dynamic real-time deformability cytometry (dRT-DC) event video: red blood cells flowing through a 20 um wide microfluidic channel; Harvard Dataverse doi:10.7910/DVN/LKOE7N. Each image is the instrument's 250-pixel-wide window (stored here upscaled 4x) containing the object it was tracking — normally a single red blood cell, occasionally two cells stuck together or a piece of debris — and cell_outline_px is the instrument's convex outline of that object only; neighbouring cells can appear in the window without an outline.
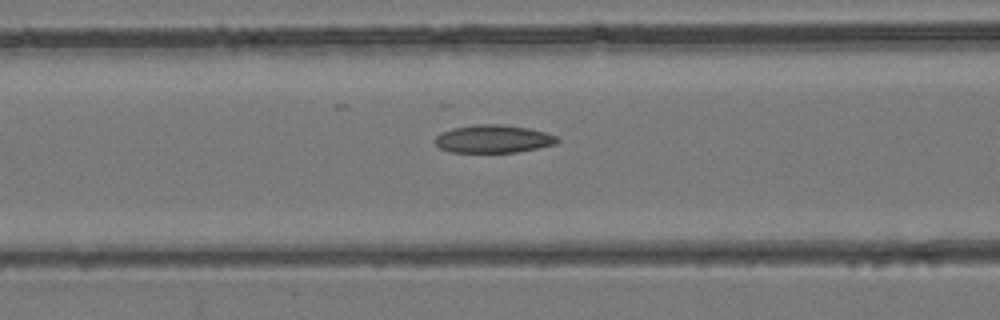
{"species": "common noctule bat (a hibernating species)", "species_latin": "Nyctalus noctula", "temperature_condition": "room temperature", "stored_images_in_passage": 43, "camera_frame_rate_fps": 3000, "um_per_image_px": 0.085, "animal": {"sex": "female", "body_mass_g": 24.6, "forearm_length_mm": 56.2}, "frame": {"image": 1, "passage_image": 18, "time_ms": 5.667, "image_size_px": [1000, 320], "cell_outline_px": [[560, 140], [556, 144], [516, 152], [448, 152], [440, 148], [436, 144], [436, 136], [440, 132], [452, 128], [476, 124], [496, 124], [528, 128], [544, 132], [556, 136]], "centroid_in_image_um": [41.9, 11.81], "position_along_channel_um": 124.7, "area_um2": 19.77}}
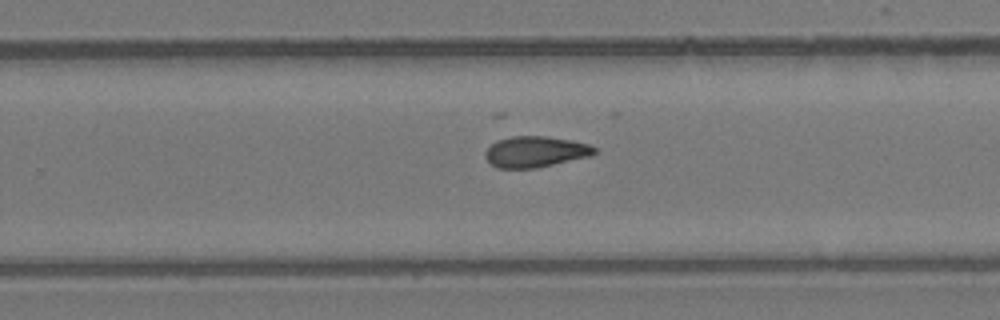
{"frame": {"image": 2, "passage_image": 28, "time_ms": 9.0, "image_size_px": [1000, 320], "cell_outline_px": [[596, 152], [592, 156], [536, 168], [496, 168], [484, 156], [484, 152], [496, 140], [512, 136], [548, 136], [572, 140], [588, 144], [596, 148]], "centroid_in_image_um": [45.52, 12.89], "position_along_channel_um": 284.3, "area_um2": 19.83}}
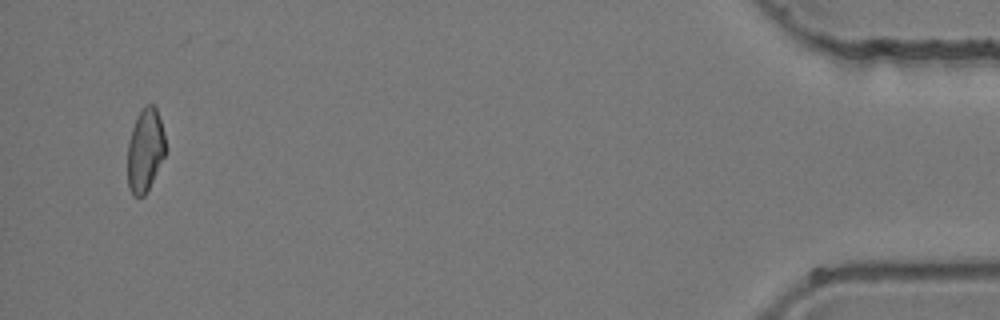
{"frame": {"image": 3, "passage_image": 42, "time_ms": 13.667, "image_size_px": [1000, 320], "cell_outline_px": [[168, 148], [144, 196], [132, 196], [128, 188], [128, 140], [136, 116], [140, 108], [144, 104], [152, 104], [156, 108], [164, 132]], "centroid_in_image_um": [12.34, 12.72], "position_along_channel_um": 422.9, "area_um2": 18.61}}